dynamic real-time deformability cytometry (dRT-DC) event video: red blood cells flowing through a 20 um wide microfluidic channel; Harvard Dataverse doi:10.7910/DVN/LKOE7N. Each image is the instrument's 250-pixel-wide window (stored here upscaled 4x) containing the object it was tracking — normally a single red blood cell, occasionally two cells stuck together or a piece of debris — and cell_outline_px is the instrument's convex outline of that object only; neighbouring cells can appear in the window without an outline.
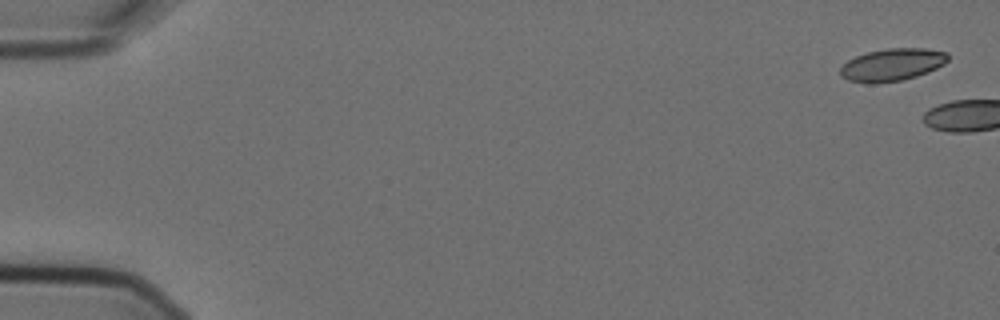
{"species": "Egyptian fruit bat (a non-hibernating species)", "species_latin": "Rousettus aegyptiacus", "temperature_condition": "cold", "stored_images_in_passage": 6, "camera_frame_rate_fps": 3000, "um_per_image_px": 0.085, "animal": {"sex": "female"}, "frame": {"image": 1, "passage_image": 1, "time_ms": 0.0, "image_size_px": [1000, 320], "cell_outline_px": [[948, 60], [944, 64], [928, 72], [916, 76], [900, 80], [872, 84], [848, 80], [840, 76], [840, 68], [848, 60], [856, 56], [868, 52], [888, 48], [924, 48], [948, 52]], "centroid_in_image_um": [75.83, 5.5], "position_along_channel_um": 9.2, "area_um2": 20.29}}